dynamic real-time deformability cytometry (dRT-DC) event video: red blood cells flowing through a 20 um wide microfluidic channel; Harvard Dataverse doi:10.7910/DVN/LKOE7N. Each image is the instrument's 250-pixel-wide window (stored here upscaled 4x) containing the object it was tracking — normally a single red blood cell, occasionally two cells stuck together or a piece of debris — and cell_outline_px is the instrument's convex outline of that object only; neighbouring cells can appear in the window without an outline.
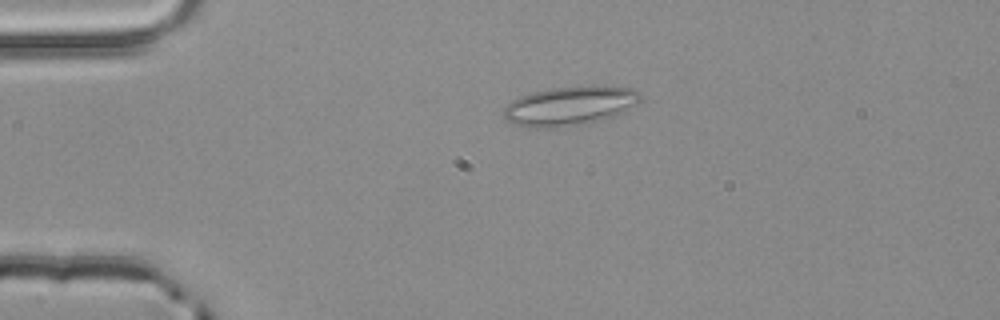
{"species": "common noctule bat (a hibernating species)", "species_latin": "Nyctalus noctula", "temperature_condition": "room temperature", "stored_images_in_passage": 3, "camera_frame_rate_fps": 3000, "um_per_image_px": 0.085, "animal": {"sex": "male", "body_mass_g": 20.4}, "frame": {"image": 1, "passage_image": 2, "time_ms": 0.333, "image_size_px": [1000, 320], "cell_outline_px": [[640, 100], [636, 104], [604, 120], [584, 124], [560, 128], [532, 128], [516, 124], [508, 120], [504, 116], [504, 108], [512, 100], [520, 96], [532, 92], [552, 88], [632, 88], [640, 92]], "centroid_in_image_um": [48.37, 9.05], "position_along_channel_um": 36.6, "area_um2": 30.35}}